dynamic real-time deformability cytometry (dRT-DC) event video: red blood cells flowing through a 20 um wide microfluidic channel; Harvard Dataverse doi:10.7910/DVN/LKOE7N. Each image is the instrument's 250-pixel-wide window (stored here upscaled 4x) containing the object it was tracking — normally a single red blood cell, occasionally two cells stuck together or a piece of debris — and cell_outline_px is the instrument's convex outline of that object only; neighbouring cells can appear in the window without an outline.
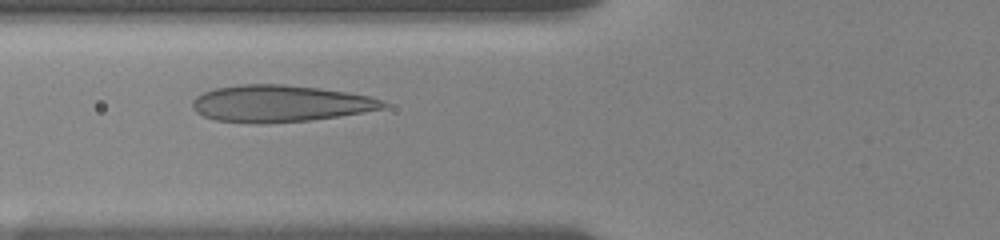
{"species": "human", "species_latin": "Homo sapiens", "temperature_condition": "room temperature", "stored_images_in_passage": 28, "camera_frame_rate_fps": 3000, "um_per_image_px": 0.085, "donor": {"sex": "female"}, "frame": {"image": 1, "passage_image": 17, "time_ms": 4.0, "image_size_px": [1000, 240], "cell_outline_px": [[388, 104], [384, 108], [336, 116], [308, 120], [260, 124], [216, 120], [204, 116], [196, 112], [192, 108], [192, 100], [196, 96], [204, 92], [216, 88], [244, 84], [284, 84], [320, 88], [348, 92], [368, 96], [380, 100]], "centroid_in_image_um": [23.75, 8.79], "position_along_channel_um": 102.0, "area_um2": 40.58}}
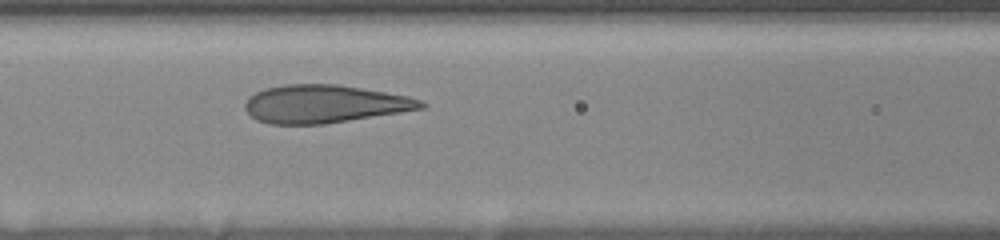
{"frame": {"image": 2, "passage_image": 21, "time_ms": 5.0, "image_size_px": [1000, 240], "cell_outline_px": [[428, 104], [424, 108], [400, 112], [324, 124], [272, 124], [256, 120], [244, 108], [244, 104], [248, 96], [264, 88], [284, 84], [336, 84], [408, 96], [420, 100]], "centroid_in_image_um": [27.53, 8.83], "position_along_channel_um": 139.1, "area_um2": 38.78}}
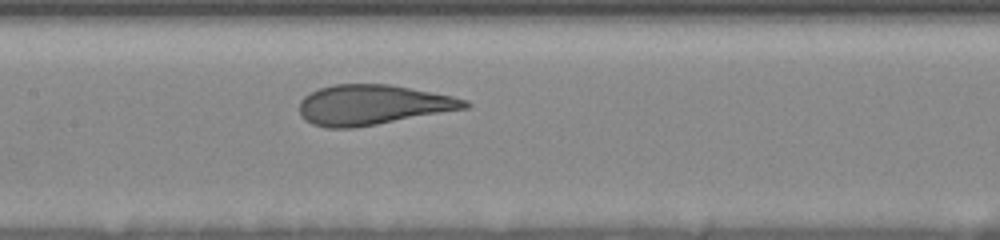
{"frame": {"image": 3, "passage_image": 26, "time_ms": 6.0, "image_size_px": [1000, 240], "cell_outline_px": [[472, 104], [468, 108], [356, 128], [328, 128], [312, 124], [304, 120], [300, 116], [300, 100], [304, 96], [320, 88], [336, 84], [388, 84], [452, 96], [468, 100]], "centroid_in_image_um": [31.67, 8.92], "position_along_channel_um": 175.7, "area_um2": 38.61}}